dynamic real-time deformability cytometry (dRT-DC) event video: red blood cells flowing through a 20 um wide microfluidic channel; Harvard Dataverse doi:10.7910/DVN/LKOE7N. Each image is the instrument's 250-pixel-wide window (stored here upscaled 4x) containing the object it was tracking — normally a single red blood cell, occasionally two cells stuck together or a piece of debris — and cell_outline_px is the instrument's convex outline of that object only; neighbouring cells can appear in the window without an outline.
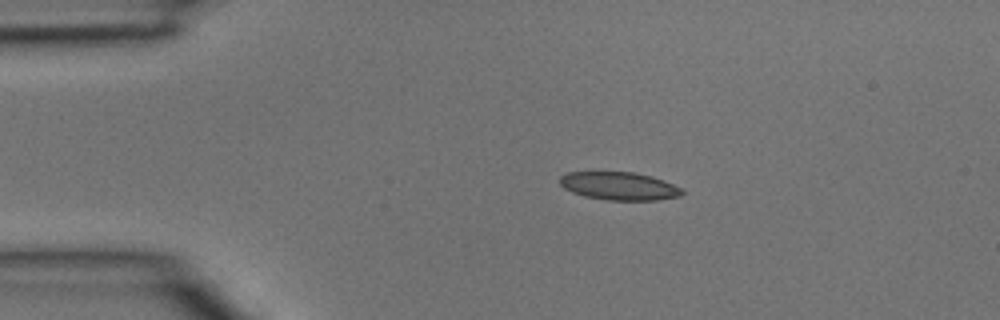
{"species": "common noctule bat (a hibernating species)", "species_latin": "Nyctalus noctula", "temperature_condition": "room temperature", "stored_images_in_passage": 2, "camera_frame_rate_fps": 3000, "um_per_image_px": 0.085, "animal": {"sex": "male", "body_mass_g": 15.6}, "frame": {"image": 1, "passage_image": 2, "time_ms": 0.333, "image_size_px": [1000, 320], "cell_outline_px": [[684, 192], [680, 196], [656, 200], [604, 200], [584, 196], [572, 192], [564, 188], [560, 184], [560, 176], [564, 172], [632, 172], [652, 176], [664, 180], [684, 188]], "centroid_in_image_um": [52.64, 15.81], "position_along_channel_um": 32.4, "area_um2": 20.17}}